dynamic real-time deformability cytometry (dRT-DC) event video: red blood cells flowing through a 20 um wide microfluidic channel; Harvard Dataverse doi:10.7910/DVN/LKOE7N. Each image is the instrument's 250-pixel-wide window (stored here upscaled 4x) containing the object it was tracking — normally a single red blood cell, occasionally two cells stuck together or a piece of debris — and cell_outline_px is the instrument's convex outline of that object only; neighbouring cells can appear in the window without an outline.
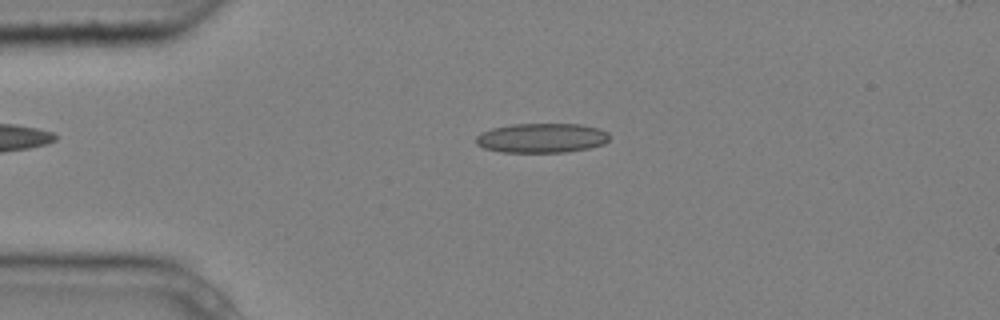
{"species": "common noctule bat (a hibernating species)", "species_latin": "Nyctalus noctula", "temperature_condition": "cold", "stored_images_in_passage": 3, "camera_frame_rate_fps": 3000, "um_per_image_px": 0.085, "animal": {"sex": "male", "body_mass_g": 20.4}, "frame": {"image": 1, "passage_image": 3, "time_ms": 0.667, "image_size_px": [1000, 320], "cell_outline_px": [[608, 140], [604, 144], [588, 148], [564, 152], [500, 152], [484, 148], [476, 144], [476, 136], [480, 132], [492, 128], [512, 124], [580, 124], [600, 128], [608, 132]], "centroid_in_image_um": [46.03, 11.72], "position_along_channel_um": 39.0, "area_um2": 23.06}}